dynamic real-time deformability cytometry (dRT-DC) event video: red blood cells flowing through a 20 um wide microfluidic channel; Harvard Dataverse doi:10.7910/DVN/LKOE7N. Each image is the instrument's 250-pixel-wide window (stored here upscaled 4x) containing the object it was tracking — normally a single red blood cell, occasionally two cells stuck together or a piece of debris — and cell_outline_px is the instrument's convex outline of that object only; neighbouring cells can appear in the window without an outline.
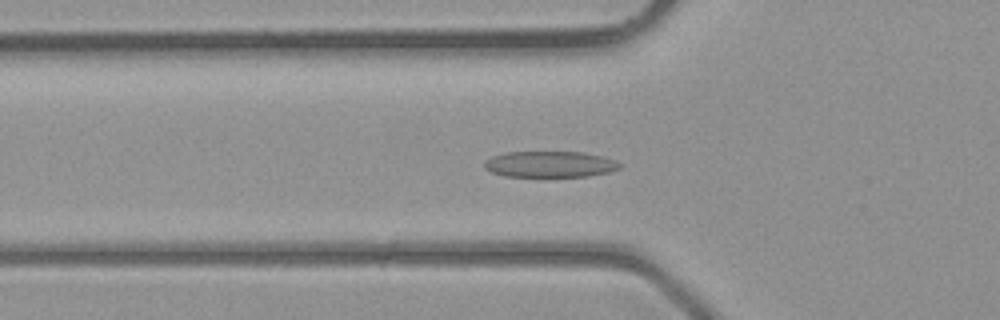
{"species": "common noctule bat (a hibernating species)", "species_latin": "Nyctalus noctula", "temperature_condition": "room temperature", "stored_images_in_passage": 34, "camera_frame_rate_fps": 3000, "um_per_image_px": 0.085, "animal": {"sex": "male", "body_mass_g": 23.1, "forearm_length_mm": 52.7}, "frame": {"image": 1, "passage_image": 7, "time_ms": 2.0, "image_size_px": [1000, 320], "cell_outline_px": [[624, 164], [620, 168], [608, 172], [588, 176], [504, 176], [492, 172], [484, 168], [484, 160], [492, 156], [504, 152], [584, 152], [604, 156], [616, 160]], "centroid_in_image_um": [46.77, 13.95], "position_along_channel_um": 79.0, "area_um2": 20.75}}
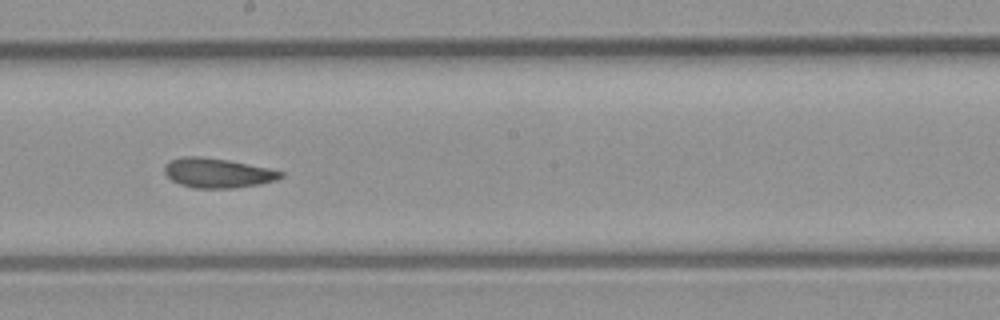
{"frame": {"image": 2, "passage_image": 16, "time_ms": 5.0, "image_size_px": [1000, 320], "cell_outline_px": [[284, 176], [276, 180], [260, 184], [232, 188], [192, 188], [180, 184], [172, 180], [164, 172], [164, 164], [168, 160], [184, 156], [200, 156], [228, 160], [268, 168], [284, 172]], "centroid_in_image_um": [18.47, 14.7], "position_along_channel_um": 229.7, "area_um2": 20.11}}
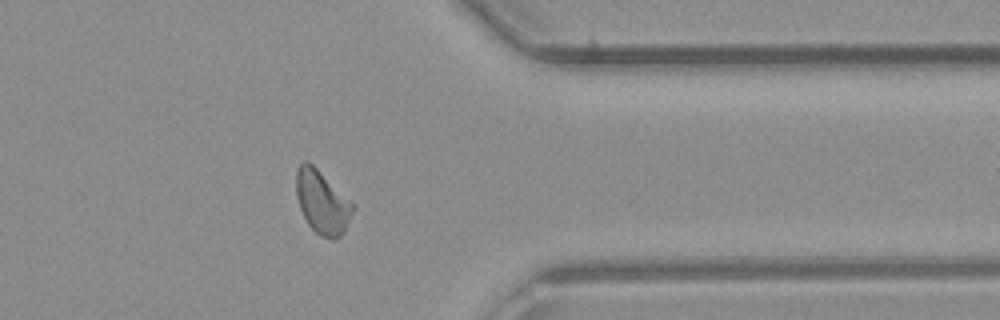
{"frame": {"image": 3, "passage_image": 26, "time_ms": 8.333, "image_size_px": [1000, 320], "cell_outline_px": [[356, 208], [344, 232], [336, 240], [332, 240], [320, 236], [308, 224], [300, 208], [296, 196], [296, 172], [300, 164], [304, 160], [308, 160], [356, 204]], "centroid_in_image_um": [27.42, 17.19], "position_along_channel_um": 384.0, "area_um2": 21.27}}